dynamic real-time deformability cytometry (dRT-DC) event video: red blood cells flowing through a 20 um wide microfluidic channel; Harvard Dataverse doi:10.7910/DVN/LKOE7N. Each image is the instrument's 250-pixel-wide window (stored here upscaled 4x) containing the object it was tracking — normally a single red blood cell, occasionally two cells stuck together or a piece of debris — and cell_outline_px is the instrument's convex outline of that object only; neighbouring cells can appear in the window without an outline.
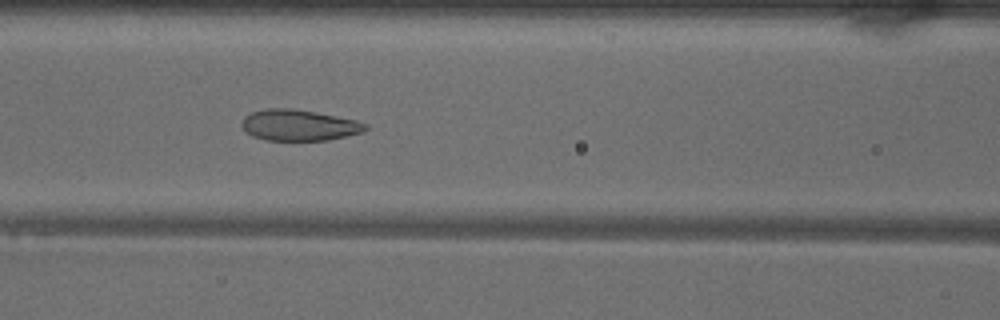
{"species": "common noctule bat (a hibernating species)", "species_latin": "Nyctalus noctula", "temperature_condition": "warm", "stored_images_in_passage": 49, "camera_frame_rate_fps": 3000, "um_per_image_px": 0.085, "animal": {"sex": "male", "body_mass_g": 18.8}, "frame": {"image": 1, "passage_image": 20, "time_ms": 6.333, "image_size_px": [1000, 320], "cell_outline_px": [[368, 128], [364, 132], [328, 140], [264, 140], [252, 136], [240, 124], [244, 116], [252, 112], [268, 108], [288, 108], [316, 112], [356, 120], [368, 124]], "centroid_in_image_um": [25.42, 10.64], "position_along_channel_um": 141.2, "area_um2": 22.37}}
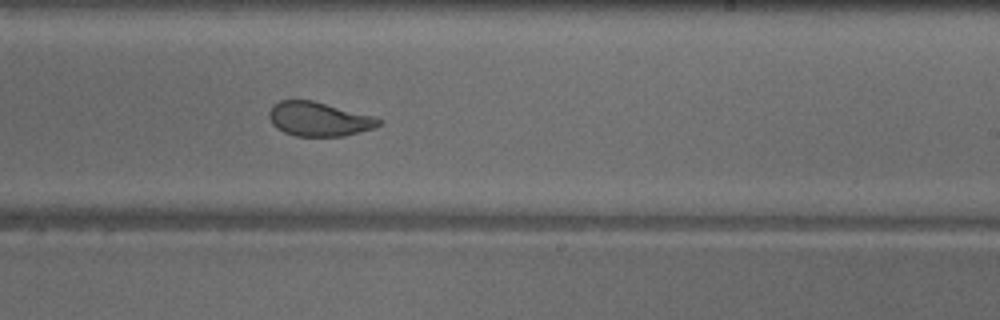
{"frame": {"image": 2, "passage_image": 29, "time_ms": 9.333, "image_size_px": [1000, 320], "cell_outline_px": [[384, 124], [372, 128], [344, 136], [296, 136], [284, 132], [276, 128], [272, 124], [268, 116], [268, 112], [272, 104], [280, 100], [312, 100], [376, 116], [384, 120]], "centroid_in_image_um": [27.12, 10.11], "position_along_channel_um": 261.9, "area_um2": 22.14}}
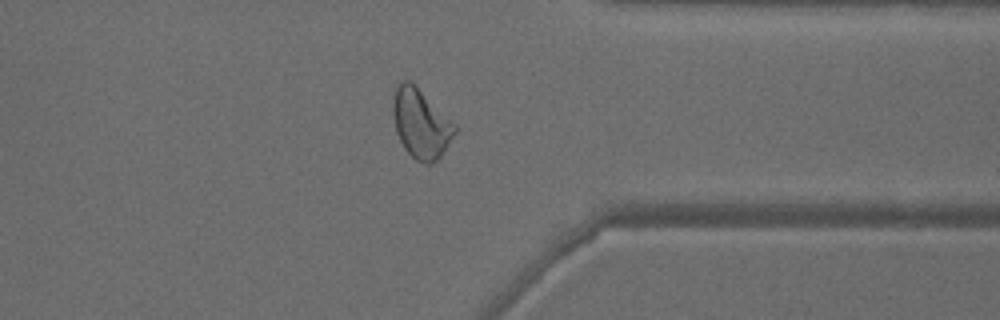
{"frame": {"image": 3, "passage_image": 38, "time_ms": 12.333, "image_size_px": [1000, 320], "cell_outline_px": [[456, 132], [440, 156], [432, 164], [424, 164], [416, 160], [404, 148], [396, 132], [392, 112], [392, 104], [396, 88], [400, 80], [408, 80], [456, 124]], "centroid_in_image_um": [35.75, 10.53], "position_along_channel_um": 375.6, "area_um2": 24.51}, "authors_computed_cell_mechanics": {"area_um2": 25.5476, "velocity_mm_per_s": 4.0323, "shape_relaxation_time_tau1_ms": 6.8646, "shape_relaxation_time_tau2_ms": 0.8976, "deformation_change_tau1": 0.1883, "deformation_change_tau2": 0.0728}}